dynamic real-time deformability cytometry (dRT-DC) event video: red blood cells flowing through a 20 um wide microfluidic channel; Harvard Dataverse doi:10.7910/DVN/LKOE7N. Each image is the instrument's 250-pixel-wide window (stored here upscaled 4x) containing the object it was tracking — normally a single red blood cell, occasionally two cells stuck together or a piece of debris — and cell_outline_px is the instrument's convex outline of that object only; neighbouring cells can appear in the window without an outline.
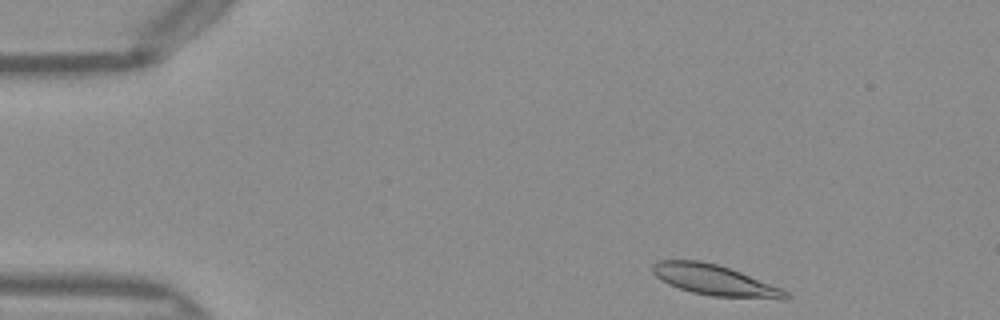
{"species": "Egyptian fruit bat (a non-hibernating species)", "species_latin": "Rousettus aegyptiacus", "temperature_condition": "warm", "stored_images_in_passage": 45, "camera_frame_rate_fps": 3000, "um_per_image_px": 0.085, "frame": {"image": 1, "passage_image": 2, "time_ms": 0.333, "image_size_px": [1000, 320], "cell_outline_px": [[792, 296], [788, 300], [780, 300], [712, 296], [692, 292], [668, 284], [660, 280], [652, 272], [652, 264], [660, 260], [700, 260], [716, 264], [740, 272], [784, 288]], "centroid_in_image_um": [60.84, 23.84], "position_along_channel_um": 24.2, "area_um2": 24.1}}
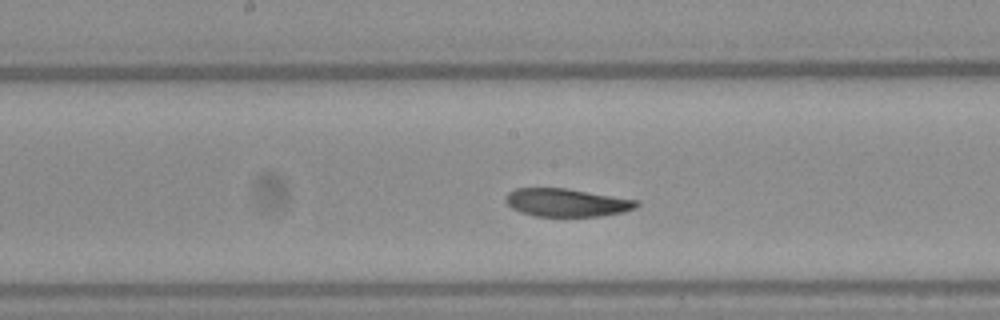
{"frame": {"image": 2, "passage_image": 21, "time_ms": 6.667, "image_size_px": [1000, 320], "cell_outline_px": [[640, 204], [636, 208], [624, 212], [600, 216], [536, 216], [520, 212], [512, 208], [504, 200], [508, 192], [516, 188], [564, 188], [640, 200]], "centroid_in_image_um": [48.19, 17.22], "position_along_channel_um": 200.0, "area_um2": 21.44}}
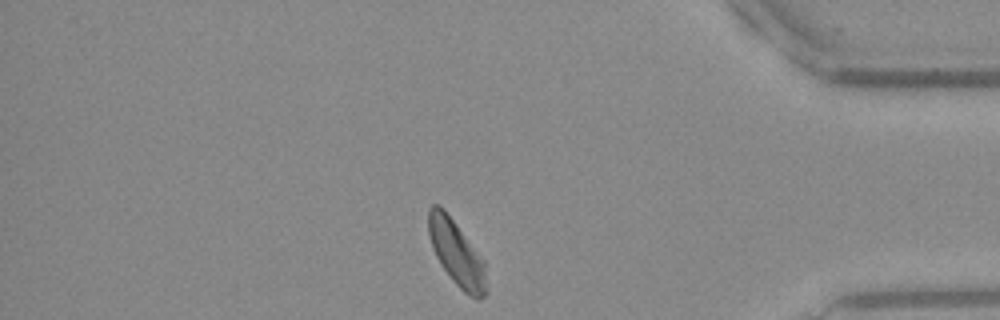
{"frame": {"image": 3, "passage_image": 38, "time_ms": 12.333, "image_size_px": [1000, 320], "cell_outline_px": [[488, 292], [480, 300], [476, 300], [468, 296], [452, 280], [440, 264], [432, 248], [428, 232], [428, 208], [432, 204], [440, 204], [444, 208], [484, 260]], "centroid_in_image_um": [38.81, 21.54], "position_along_channel_um": 396.4, "area_um2": 22.31}, "authors_computed_cell_mechanics": {"area_um2": 22.542, "velocity_mm_per_s": 4.0075, "shape_relaxation_time_tau1_ms": 7.488, "shape_relaxation_time_tau2_ms": 3.974, "deformation_change_tau1": 0.1701, "deformation_change_tau2": 0.0986}}